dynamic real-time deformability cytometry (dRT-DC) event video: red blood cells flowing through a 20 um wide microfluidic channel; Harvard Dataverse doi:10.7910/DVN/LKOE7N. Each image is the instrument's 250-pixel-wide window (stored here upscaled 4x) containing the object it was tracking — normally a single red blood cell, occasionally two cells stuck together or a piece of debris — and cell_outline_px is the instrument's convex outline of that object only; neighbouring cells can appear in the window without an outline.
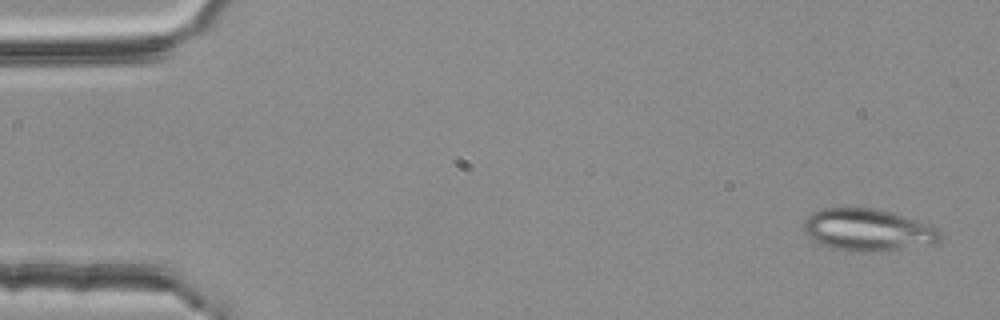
{"species": "common noctule bat (a hibernating species)", "species_latin": "Nyctalus noctula", "temperature_condition": "room temperature", "stored_images_in_passage": 3, "camera_frame_rate_fps": 3000, "um_per_image_px": 0.085, "animal": {"sex": "female", "body_mass_g": 25.1}, "frame": {"image": 1, "passage_image": 1, "time_ms": 0.0, "image_size_px": [1000, 320], "cell_outline_px": [[944, 232], [940, 240], [932, 244], [868, 252], [852, 252], [832, 248], [820, 244], [812, 240], [804, 232], [804, 220], [812, 212], [820, 208], [872, 208], [892, 212], [932, 224], [940, 228]], "centroid_in_image_um": [73.79, 19.54], "position_along_channel_um": 11.2, "area_um2": 33.87}}